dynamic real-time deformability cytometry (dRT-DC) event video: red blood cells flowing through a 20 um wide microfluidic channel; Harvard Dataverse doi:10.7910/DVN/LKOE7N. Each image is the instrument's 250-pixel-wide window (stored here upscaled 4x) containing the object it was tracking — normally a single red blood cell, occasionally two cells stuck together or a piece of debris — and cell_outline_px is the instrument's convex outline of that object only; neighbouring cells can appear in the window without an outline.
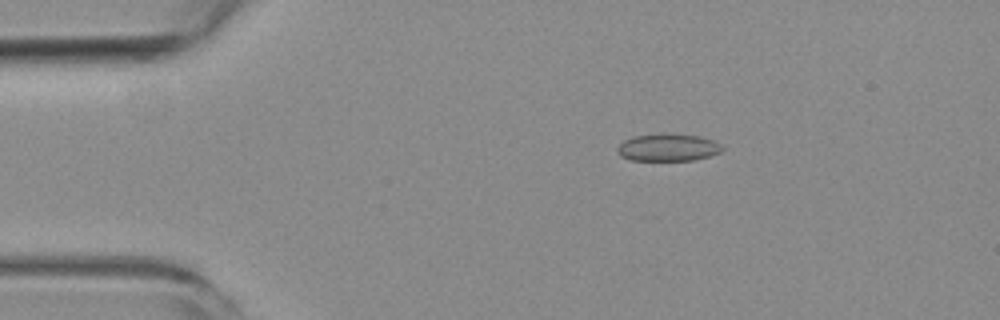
{"species": "common noctule bat (a hibernating species)", "species_latin": "Nyctalus noctula", "temperature_condition": "room temperature", "stored_images_in_passage": 7, "camera_frame_rate_fps": 3000, "um_per_image_px": 0.085, "animal": {"sex": "female", "body_mass_g": 19.3, "forearm_length_mm": 54.1}, "frame": {"image": 1, "passage_image": 3, "time_ms": 2.333, "image_size_px": [1000, 320], "cell_outline_px": [[724, 148], [720, 152], [708, 156], [692, 160], [632, 160], [620, 156], [616, 148], [624, 140], [632, 136], [664, 132], [700, 136], [712, 140], [720, 144]], "centroid_in_image_um": [56.75, 12.51], "position_along_channel_um": 28.2, "area_um2": 16.88}}
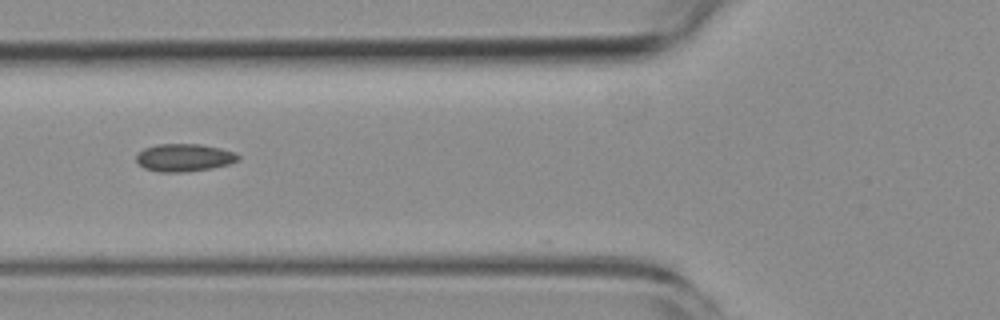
{"frame": {"image": 2, "passage_image": 6, "time_ms": 6.0, "image_size_px": [1000, 320], "cell_outline_px": [[240, 160], [228, 164], [212, 168], [184, 172], [160, 172], [144, 168], [136, 160], [136, 156], [144, 148], [156, 144], [200, 144], [220, 148], [236, 152], [240, 156]], "centroid_in_image_um": [15.68, 13.39], "position_along_channel_um": 110.1, "area_um2": 16.47}}
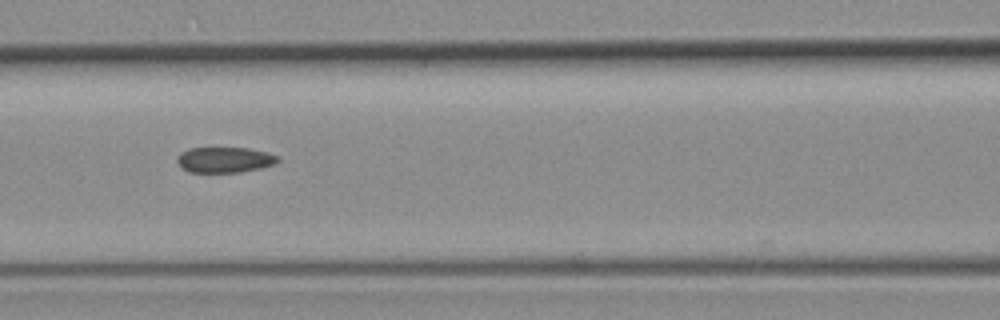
{"frame": {"image": 3, "passage_image": 7, "time_ms": 7.0, "image_size_px": [1000, 320], "cell_outline_px": [[280, 160], [276, 164], [260, 168], [240, 172], [188, 172], [176, 160], [176, 156], [180, 152], [188, 148], [248, 148], [268, 152], [280, 156]], "centroid_in_image_um": [19.13, 13.57], "position_along_channel_um": 147.5, "area_um2": 15.14}}